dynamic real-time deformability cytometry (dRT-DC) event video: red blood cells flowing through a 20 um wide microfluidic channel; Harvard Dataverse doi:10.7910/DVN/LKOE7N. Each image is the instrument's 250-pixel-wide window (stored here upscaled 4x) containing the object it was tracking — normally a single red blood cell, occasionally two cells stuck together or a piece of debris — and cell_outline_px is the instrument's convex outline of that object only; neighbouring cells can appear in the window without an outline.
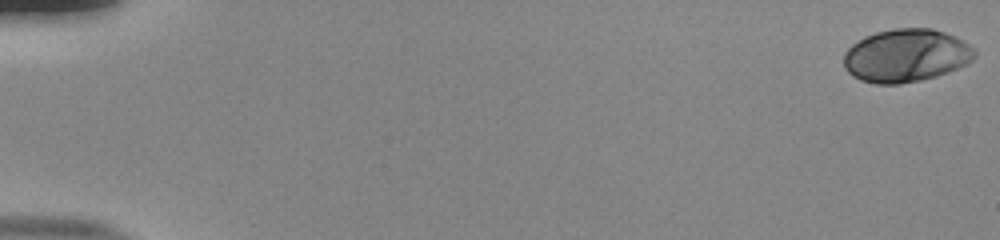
{"species": "human", "species_latin": "Homo sapiens", "temperature_condition": "room temperature", "stored_images_in_passage": 55, "camera_frame_rate_fps": 3000, "um_per_image_px": 0.085, "donor": {"sex": "male"}, "frame": {"image": 1, "passage_image": 1, "time_ms": 0.0, "image_size_px": [1000, 240], "cell_outline_px": [[976, 56], [972, 60], [948, 72], [936, 76], [920, 80], [900, 84], [876, 84], [860, 80], [852, 76], [844, 68], [844, 52], [852, 44], [864, 36], [876, 32], [892, 28], [932, 28], [944, 32], [976, 48]], "centroid_in_image_um": [76.98, 4.72], "position_along_channel_um": 8.0, "area_um2": 40.52}}
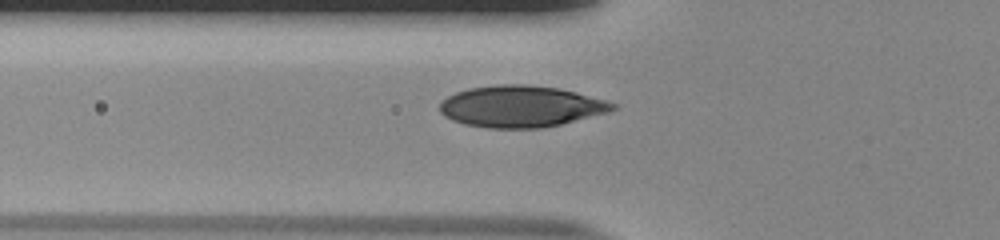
{"frame": {"image": 2, "passage_image": 21, "time_ms": 6.667, "image_size_px": [1000, 240], "cell_outline_px": [[616, 108], [608, 112], [560, 124], [540, 128], [488, 128], [464, 124], [452, 120], [444, 116], [440, 112], [440, 104], [448, 96], [456, 92], [468, 88], [500, 84], [524, 84], [560, 88], [576, 92], [604, 100], [616, 104]], "centroid_in_image_um": [44.25, 9.04], "position_along_channel_um": 81.6, "area_um2": 41.62}}
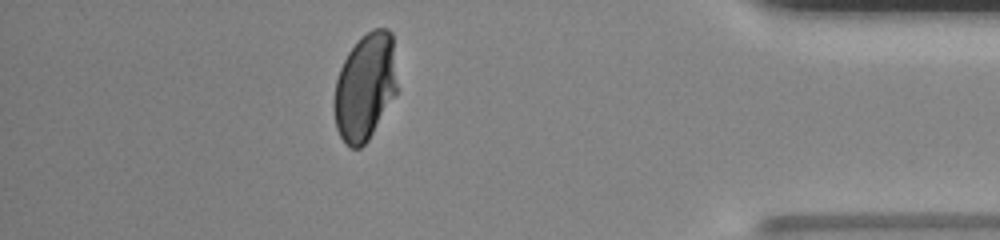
{"frame": {"image": 3, "passage_image": 49, "time_ms": 16.0, "image_size_px": [1000, 240], "cell_outline_px": [[396, 92], [368, 140], [360, 148], [352, 148], [340, 136], [336, 128], [332, 104], [332, 100], [336, 80], [340, 68], [348, 52], [372, 28], [388, 28], [392, 32], [396, 84]], "centroid_in_image_um": [31.0, 7.39], "position_along_channel_um": 404.2, "area_um2": 38.9}, "authors_computed_cell_mechanics": {"area_um2": 40.2866, "velocity_mm_per_s": 3.8138, "shape_relaxation_time_tau1_ms": 5.1521, "shape_relaxation_time_tau2_ms": null, "deformation_change_tau1": 0.1861, "deformation_change_tau2": null}}